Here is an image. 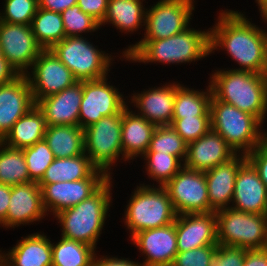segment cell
Returning a JSON list of instances; mask_svg holds the SVG:
<instances>
[{
  "label": "cell",
  "mask_w": 267,
  "mask_h": 266,
  "mask_svg": "<svg viewBox=\"0 0 267 266\" xmlns=\"http://www.w3.org/2000/svg\"><path fill=\"white\" fill-rule=\"evenodd\" d=\"M29 177L33 182H39L46 169L55 159L45 139L36 142L33 146L23 149Z\"/></svg>",
  "instance_id": "cell-37"
},
{
  "label": "cell",
  "mask_w": 267,
  "mask_h": 266,
  "mask_svg": "<svg viewBox=\"0 0 267 266\" xmlns=\"http://www.w3.org/2000/svg\"><path fill=\"white\" fill-rule=\"evenodd\" d=\"M243 266H267V251L263 249H246Z\"/></svg>",
  "instance_id": "cell-46"
},
{
  "label": "cell",
  "mask_w": 267,
  "mask_h": 266,
  "mask_svg": "<svg viewBox=\"0 0 267 266\" xmlns=\"http://www.w3.org/2000/svg\"><path fill=\"white\" fill-rule=\"evenodd\" d=\"M142 158L146 161L148 177L158 186H164L184 167L179 158L169 153L146 152Z\"/></svg>",
  "instance_id": "cell-35"
},
{
  "label": "cell",
  "mask_w": 267,
  "mask_h": 266,
  "mask_svg": "<svg viewBox=\"0 0 267 266\" xmlns=\"http://www.w3.org/2000/svg\"><path fill=\"white\" fill-rule=\"evenodd\" d=\"M78 0H38L39 7L48 11L61 13L77 4Z\"/></svg>",
  "instance_id": "cell-47"
},
{
  "label": "cell",
  "mask_w": 267,
  "mask_h": 266,
  "mask_svg": "<svg viewBox=\"0 0 267 266\" xmlns=\"http://www.w3.org/2000/svg\"><path fill=\"white\" fill-rule=\"evenodd\" d=\"M137 185L126 205L123 219L130 233L167 226L175 222L176 212L163 186Z\"/></svg>",
  "instance_id": "cell-6"
},
{
  "label": "cell",
  "mask_w": 267,
  "mask_h": 266,
  "mask_svg": "<svg viewBox=\"0 0 267 266\" xmlns=\"http://www.w3.org/2000/svg\"><path fill=\"white\" fill-rule=\"evenodd\" d=\"M0 266H12L0 255Z\"/></svg>",
  "instance_id": "cell-52"
},
{
  "label": "cell",
  "mask_w": 267,
  "mask_h": 266,
  "mask_svg": "<svg viewBox=\"0 0 267 266\" xmlns=\"http://www.w3.org/2000/svg\"><path fill=\"white\" fill-rule=\"evenodd\" d=\"M18 75L5 58H0V85L10 82Z\"/></svg>",
  "instance_id": "cell-49"
},
{
  "label": "cell",
  "mask_w": 267,
  "mask_h": 266,
  "mask_svg": "<svg viewBox=\"0 0 267 266\" xmlns=\"http://www.w3.org/2000/svg\"><path fill=\"white\" fill-rule=\"evenodd\" d=\"M126 105L119 113L105 116L98 122L84 128V152L91 162L98 168L111 176V166L123 158L121 127L122 112L127 108ZM116 161V162H115Z\"/></svg>",
  "instance_id": "cell-9"
},
{
  "label": "cell",
  "mask_w": 267,
  "mask_h": 266,
  "mask_svg": "<svg viewBox=\"0 0 267 266\" xmlns=\"http://www.w3.org/2000/svg\"><path fill=\"white\" fill-rule=\"evenodd\" d=\"M0 58H4V57H3V53H2L1 46H0Z\"/></svg>",
  "instance_id": "cell-53"
},
{
  "label": "cell",
  "mask_w": 267,
  "mask_h": 266,
  "mask_svg": "<svg viewBox=\"0 0 267 266\" xmlns=\"http://www.w3.org/2000/svg\"><path fill=\"white\" fill-rule=\"evenodd\" d=\"M110 177L105 171L97 168L88 178L78 181L38 184L47 215L51 212L57 215L62 210L79 204L94 194Z\"/></svg>",
  "instance_id": "cell-13"
},
{
  "label": "cell",
  "mask_w": 267,
  "mask_h": 266,
  "mask_svg": "<svg viewBox=\"0 0 267 266\" xmlns=\"http://www.w3.org/2000/svg\"><path fill=\"white\" fill-rule=\"evenodd\" d=\"M31 28L37 43L43 50H50L66 37L61 13L38 7Z\"/></svg>",
  "instance_id": "cell-32"
},
{
  "label": "cell",
  "mask_w": 267,
  "mask_h": 266,
  "mask_svg": "<svg viewBox=\"0 0 267 266\" xmlns=\"http://www.w3.org/2000/svg\"><path fill=\"white\" fill-rule=\"evenodd\" d=\"M10 197L11 185L0 183V224L6 219Z\"/></svg>",
  "instance_id": "cell-48"
},
{
  "label": "cell",
  "mask_w": 267,
  "mask_h": 266,
  "mask_svg": "<svg viewBox=\"0 0 267 266\" xmlns=\"http://www.w3.org/2000/svg\"><path fill=\"white\" fill-rule=\"evenodd\" d=\"M245 255V248L218 244L217 250L209 259V266H243Z\"/></svg>",
  "instance_id": "cell-42"
},
{
  "label": "cell",
  "mask_w": 267,
  "mask_h": 266,
  "mask_svg": "<svg viewBox=\"0 0 267 266\" xmlns=\"http://www.w3.org/2000/svg\"><path fill=\"white\" fill-rule=\"evenodd\" d=\"M177 215L208 213L209 198L205 173L185 166L164 186Z\"/></svg>",
  "instance_id": "cell-11"
},
{
  "label": "cell",
  "mask_w": 267,
  "mask_h": 266,
  "mask_svg": "<svg viewBox=\"0 0 267 266\" xmlns=\"http://www.w3.org/2000/svg\"><path fill=\"white\" fill-rule=\"evenodd\" d=\"M247 160L258 171L260 179L267 187V140L247 155Z\"/></svg>",
  "instance_id": "cell-43"
},
{
  "label": "cell",
  "mask_w": 267,
  "mask_h": 266,
  "mask_svg": "<svg viewBox=\"0 0 267 266\" xmlns=\"http://www.w3.org/2000/svg\"><path fill=\"white\" fill-rule=\"evenodd\" d=\"M246 161V154H237L226 163L219 164L204 172L208 190L209 212L230 207L237 172Z\"/></svg>",
  "instance_id": "cell-24"
},
{
  "label": "cell",
  "mask_w": 267,
  "mask_h": 266,
  "mask_svg": "<svg viewBox=\"0 0 267 266\" xmlns=\"http://www.w3.org/2000/svg\"><path fill=\"white\" fill-rule=\"evenodd\" d=\"M0 46L3 57L18 74H27L43 51L37 43L31 25L0 21Z\"/></svg>",
  "instance_id": "cell-15"
},
{
  "label": "cell",
  "mask_w": 267,
  "mask_h": 266,
  "mask_svg": "<svg viewBox=\"0 0 267 266\" xmlns=\"http://www.w3.org/2000/svg\"><path fill=\"white\" fill-rule=\"evenodd\" d=\"M258 4L259 12L261 17H267V0H255Z\"/></svg>",
  "instance_id": "cell-50"
},
{
  "label": "cell",
  "mask_w": 267,
  "mask_h": 266,
  "mask_svg": "<svg viewBox=\"0 0 267 266\" xmlns=\"http://www.w3.org/2000/svg\"><path fill=\"white\" fill-rule=\"evenodd\" d=\"M231 208L254 214H267V187L247 160L238 170Z\"/></svg>",
  "instance_id": "cell-21"
},
{
  "label": "cell",
  "mask_w": 267,
  "mask_h": 266,
  "mask_svg": "<svg viewBox=\"0 0 267 266\" xmlns=\"http://www.w3.org/2000/svg\"><path fill=\"white\" fill-rule=\"evenodd\" d=\"M92 266H143V264L136 261H131L129 258H118V257H110V256H102L99 257L97 254L94 257Z\"/></svg>",
  "instance_id": "cell-45"
},
{
  "label": "cell",
  "mask_w": 267,
  "mask_h": 266,
  "mask_svg": "<svg viewBox=\"0 0 267 266\" xmlns=\"http://www.w3.org/2000/svg\"><path fill=\"white\" fill-rule=\"evenodd\" d=\"M217 242L245 249H263L267 239V214H254L231 207L215 211Z\"/></svg>",
  "instance_id": "cell-7"
},
{
  "label": "cell",
  "mask_w": 267,
  "mask_h": 266,
  "mask_svg": "<svg viewBox=\"0 0 267 266\" xmlns=\"http://www.w3.org/2000/svg\"><path fill=\"white\" fill-rule=\"evenodd\" d=\"M187 146L188 144L172 126H157L147 152L169 153V155L176 156L184 163Z\"/></svg>",
  "instance_id": "cell-36"
},
{
  "label": "cell",
  "mask_w": 267,
  "mask_h": 266,
  "mask_svg": "<svg viewBox=\"0 0 267 266\" xmlns=\"http://www.w3.org/2000/svg\"><path fill=\"white\" fill-rule=\"evenodd\" d=\"M217 246L218 244H213L178 252L172 266H209V259L217 250Z\"/></svg>",
  "instance_id": "cell-41"
},
{
  "label": "cell",
  "mask_w": 267,
  "mask_h": 266,
  "mask_svg": "<svg viewBox=\"0 0 267 266\" xmlns=\"http://www.w3.org/2000/svg\"><path fill=\"white\" fill-rule=\"evenodd\" d=\"M122 112L121 140L123 158L126 161L142 157L150 146L156 125L136 114V110Z\"/></svg>",
  "instance_id": "cell-25"
},
{
  "label": "cell",
  "mask_w": 267,
  "mask_h": 266,
  "mask_svg": "<svg viewBox=\"0 0 267 266\" xmlns=\"http://www.w3.org/2000/svg\"><path fill=\"white\" fill-rule=\"evenodd\" d=\"M82 97L83 81H77L57 94L38 100L36 106L43 113L46 126H77Z\"/></svg>",
  "instance_id": "cell-23"
},
{
  "label": "cell",
  "mask_w": 267,
  "mask_h": 266,
  "mask_svg": "<svg viewBox=\"0 0 267 266\" xmlns=\"http://www.w3.org/2000/svg\"><path fill=\"white\" fill-rule=\"evenodd\" d=\"M47 213L42 203V191L38 182H28L11 186V197L6 219L0 227L14 228L41 221Z\"/></svg>",
  "instance_id": "cell-17"
},
{
  "label": "cell",
  "mask_w": 267,
  "mask_h": 266,
  "mask_svg": "<svg viewBox=\"0 0 267 266\" xmlns=\"http://www.w3.org/2000/svg\"><path fill=\"white\" fill-rule=\"evenodd\" d=\"M236 155L237 153L226 140L210 129L206 134L188 144L184 166L206 172L219 164L226 163Z\"/></svg>",
  "instance_id": "cell-20"
},
{
  "label": "cell",
  "mask_w": 267,
  "mask_h": 266,
  "mask_svg": "<svg viewBox=\"0 0 267 266\" xmlns=\"http://www.w3.org/2000/svg\"><path fill=\"white\" fill-rule=\"evenodd\" d=\"M0 21L11 24L31 25L39 7L38 0H4Z\"/></svg>",
  "instance_id": "cell-39"
},
{
  "label": "cell",
  "mask_w": 267,
  "mask_h": 266,
  "mask_svg": "<svg viewBox=\"0 0 267 266\" xmlns=\"http://www.w3.org/2000/svg\"><path fill=\"white\" fill-rule=\"evenodd\" d=\"M262 19L265 23H267V17H262ZM263 76L267 80V30H266V63H265V70H264Z\"/></svg>",
  "instance_id": "cell-51"
},
{
  "label": "cell",
  "mask_w": 267,
  "mask_h": 266,
  "mask_svg": "<svg viewBox=\"0 0 267 266\" xmlns=\"http://www.w3.org/2000/svg\"><path fill=\"white\" fill-rule=\"evenodd\" d=\"M109 0H78L81 11L91 15L99 23L105 18Z\"/></svg>",
  "instance_id": "cell-44"
},
{
  "label": "cell",
  "mask_w": 267,
  "mask_h": 266,
  "mask_svg": "<svg viewBox=\"0 0 267 266\" xmlns=\"http://www.w3.org/2000/svg\"><path fill=\"white\" fill-rule=\"evenodd\" d=\"M209 81L213 96L255 116L262 124L267 113V80L263 74L228 69L215 70Z\"/></svg>",
  "instance_id": "cell-3"
},
{
  "label": "cell",
  "mask_w": 267,
  "mask_h": 266,
  "mask_svg": "<svg viewBox=\"0 0 267 266\" xmlns=\"http://www.w3.org/2000/svg\"><path fill=\"white\" fill-rule=\"evenodd\" d=\"M176 235L178 252L218 244L215 211L177 215Z\"/></svg>",
  "instance_id": "cell-22"
},
{
  "label": "cell",
  "mask_w": 267,
  "mask_h": 266,
  "mask_svg": "<svg viewBox=\"0 0 267 266\" xmlns=\"http://www.w3.org/2000/svg\"><path fill=\"white\" fill-rule=\"evenodd\" d=\"M0 255L12 266H52V242L44 233L36 232Z\"/></svg>",
  "instance_id": "cell-26"
},
{
  "label": "cell",
  "mask_w": 267,
  "mask_h": 266,
  "mask_svg": "<svg viewBox=\"0 0 267 266\" xmlns=\"http://www.w3.org/2000/svg\"><path fill=\"white\" fill-rule=\"evenodd\" d=\"M210 29V53L227 51L239 64L234 70L263 74L266 63V29L253 24L242 12L221 10Z\"/></svg>",
  "instance_id": "cell-1"
},
{
  "label": "cell",
  "mask_w": 267,
  "mask_h": 266,
  "mask_svg": "<svg viewBox=\"0 0 267 266\" xmlns=\"http://www.w3.org/2000/svg\"><path fill=\"white\" fill-rule=\"evenodd\" d=\"M46 127L43 113L34 106L13 124L1 142L16 149L30 147L44 139Z\"/></svg>",
  "instance_id": "cell-27"
},
{
  "label": "cell",
  "mask_w": 267,
  "mask_h": 266,
  "mask_svg": "<svg viewBox=\"0 0 267 266\" xmlns=\"http://www.w3.org/2000/svg\"><path fill=\"white\" fill-rule=\"evenodd\" d=\"M96 169L85 153L76 157L55 158L38 184L78 181L88 178Z\"/></svg>",
  "instance_id": "cell-30"
},
{
  "label": "cell",
  "mask_w": 267,
  "mask_h": 266,
  "mask_svg": "<svg viewBox=\"0 0 267 266\" xmlns=\"http://www.w3.org/2000/svg\"><path fill=\"white\" fill-rule=\"evenodd\" d=\"M107 81V76L83 81V97L79 111V126L83 129L105 116L119 113L127 105L128 100L122 92Z\"/></svg>",
  "instance_id": "cell-12"
},
{
  "label": "cell",
  "mask_w": 267,
  "mask_h": 266,
  "mask_svg": "<svg viewBox=\"0 0 267 266\" xmlns=\"http://www.w3.org/2000/svg\"><path fill=\"white\" fill-rule=\"evenodd\" d=\"M45 141L55 158L76 157L84 154V130L79 125L47 126Z\"/></svg>",
  "instance_id": "cell-29"
},
{
  "label": "cell",
  "mask_w": 267,
  "mask_h": 266,
  "mask_svg": "<svg viewBox=\"0 0 267 266\" xmlns=\"http://www.w3.org/2000/svg\"><path fill=\"white\" fill-rule=\"evenodd\" d=\"M31 181L23 149L8 147L0 141V183L13 186Z\"/></svg>",
  "instance_id": "cell-34"
},
{
  "label": "cell",
  "mask_w": 267,
  "mask_h": 266,
  "mask_svg": "<svg viewBox=\"0 0 267 266\" xmlns=\"http://www.w3.org/2000/svg\"><path fill=\"white\" fill-rule=\"evenodd\" d=\"M96 249L61 236L59 242L52 243V266H92Z\"/></svg>",
  "instance_id": "cell-33"
},
{
  "label": "cell",
  "mask_w": 267,
  "mask_h": 266,
  "mask_svg": "<svg viewBox=\"0 0 267 266\" xmlns=\"http://www.w3.org/2000/svg\"><path fill=\"white\" fill-rule=\"evenodd\" d=\"M131 241L145 256L143 266H172L178 253L176 219L167 226L140 231Z\"/></svg>",
  "instance_id": "cell-16"
},
{
  "label": "cell",
  "mask_w": 267,
  "mask_h": 266,
  "mask_svg": "<svg viewBox=\"0 0 267 266\" xmlns=\"http://www.w3.org/2000/svg\"><path fill=\"white\" fill-rule=\"evenodd\" d=\"M145 0H109L105 18L102 25L112 24L121 32L134 33L145 26L146 7ZM143 23V24H142Z\"/></svg>",
  "instance_id": "cell-28"
},
{
  "label": "cell",
  "mask_w": 267,
  "mask_h": 266,
  "mask_svg": "<svg viewBox=\"0 0 267 266\" xmlns=\"http://www.w3.org/2000/svg\"><path fill=\"white\" fill-rule=\"evenodd\" d=\"M34 106L36 103L25 74H19L10 82L0 85V141L13 124Z\"/></svg>",
  "instance_id": "cell-18"
},
{
  "label": "cell",
  "mask_w": 267,
  "mask_h": 266,
  "mask_svg": "<svg viewBox=\"0 0 267 266\" xmlns=\"http://www.w3.org/2000/svg\"><path fill=\"white\" fill-rule=\"evenodd\" d=\"M180 83H166L162 87H151L141 93L131 95L127 103H134L137 115L144 117L156 126H171L176 89Z\"/></svg>",
  "instance_id": "cell-19"
},
{
  "label": "cell",
  "mask_w": 267,
  "mask_h": 266,
  "mask_svg": "<svg viewBox=\"0 0 267 266\" xmlns=\"http://www.w3.org/2000/svg\"><path fill=\"white\" fill-rule=\"evenodd\" d=\"M264 249L267 251V239H266V245H265V248Z\"/></svg>",
  "instance_id": "cell-54"
},
{
  "label": "cell",
  "mask_w": 267,
  "mask_h": 266,
  "mask_svg": "<svg viewBox=\"0 0 267 266\" xmlns=\"http://www.w3.org/2000/svg\"><path fill=\"white\" fill-rule=\"evenodd\" d=\"M83 36L65 37L50 50L72 72L78 81L109 76L112 55L101 51Z\"/></svg>",
  "instance_id": "cell-8"
},
{
  "label": "cell",
  "mask_w": 267,
  "mask_h": 266,
  "mask_svg": "<svg viewBox=\"0 0 267 266\" xmlns=\"http://www.w3.org/2000/svg\"><path fill=\"white\" fill-rule=\"evenodd\" d=\"M210 29L186 28L165 39L140 40L129 45L122 57L129 62L181 64L207 57L210 53Z\"/></svg>",
  "instance_id": "cell-2"
},
{
  "label": "cell",
  "mask_w": 267,
  "mask_h": 266,
  "mask_svg": "<svg viewBox=\"0 0 267 266\" xmlns=\"http://www.w3.org/2000/svg\"><path fill=\"white\" fill-rule=\"evenodd\" d=\"M112 177L90 197L54 216L62 228V237L97 247L112 205Z\"/></svg>",
  "instance_id": "cell-4"
},
{
  "label": "cell",
  "mask_w": 267,
  "mask_h": 266,
  "mask_svg": "<svg viewBox=\"0 0 267 266\" xmlns=\"http://www.w3.org/2000/svg\"><path fill=\"white\" fill-rule=\"evenodd\" d=\"M194 0H160L146 9L145 32L141 40H159L183 32L189 27Z\"/></svg>",
  "instance_id": "cell-10"
},
{
  "label": "cell",
  "mask_w": 267,
  "mask_h": 266,
  "mask_svg": "<svg viewBox=\"0 0 267 266\" xmlns=\"http://www.w3.org/2000/svg\"><path fill=\"white\" fill-rule=\"evenodd\" d=\"M172 128L187 143H191L211 129V116L183 117L172 119Z\"/></svg>",
  "instance_id": "cell-40"
},
{
  "label": "cell",
  "mask_w": 267,
  "mask_h": 266,
  "mask_svg": "<svg viewBox=\"0 0 267 266\" xmlns=\"http://www.w3.org/2000/svg\"><path fill=\"white\" fill-rule=\"evenodd\" d=\"M204 90L187 88L180 84L176 89V96L173 107V119L195 116H211L210 102L212 99V89L210 84Z\"/></svg>",
  "instance_id": "cell-31"
},
{
  "label": "cell",
  "mask_w": 267,
  "mask_h": 266,
  "mask_svg": "<svg viewBox=\"0 0 267 266\" xmlns=\"http://www.w3.org/2000/svg\"><path fill=\"white\" fill-rule=\"evenodd\" d=\"M26 75L35 103L57 94L78 80L51 50H43Z\"/></svg>",
  "instance_id": "cell-14"
},
{
  "label": "cell",
  "mask_w": 267,
  "mask_h": 266,
  "mask_svg": "<svg viewBox=\"0 0 267 266\" xmlns=\"http://www.w3.org/2000/svg\"><path fill=\"white\" fill-rule=\"evenodd\" d=\"M210 115L211 129L220 134L237 154L247 155L266 140V131L255 116L214 96L210 102Z\"/></svg>",
  "instance_id": "cell-5"
},
{
  "label": "cell",
  "mask_w": 267,
  "mask_h": 266,
  "mask_svg": "<svg viewBox=\"0 0 267 266\" xmlns=\"http://www.w3.org/2000/svg\"><path fill=\"white\" fill-rule=\"evenodd\" d=\"M66 37L82 36L100 29V23L91 15L81 11L78 4L61 12Z\"/></svg>",
  "instance_id": "cell-38"
}]
</instances>
